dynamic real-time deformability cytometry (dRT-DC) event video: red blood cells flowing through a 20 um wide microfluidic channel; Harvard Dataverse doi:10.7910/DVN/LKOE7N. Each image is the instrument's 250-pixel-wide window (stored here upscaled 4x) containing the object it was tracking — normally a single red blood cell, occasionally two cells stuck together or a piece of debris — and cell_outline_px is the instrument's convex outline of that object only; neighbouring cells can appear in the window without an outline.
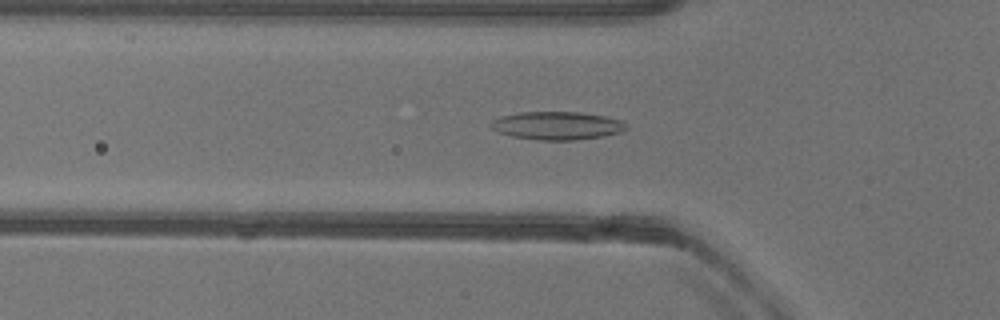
{"species": "common noctule bat (a hibernating species)", "species_latin": "Nyctalus noctula", "temperature_condition": "warm", "stored_images_in_passage": 52, "camera_frame_rate_fps": 3000, "um_per_image_px": 0.085, "animal": {"sex": "female"}, "frame": {"image": 1, "passage_image": 17, "time_ms": 5.333, "image_size_px": [1000, 320], "cell_outline_px": [[628, 128], [620, 132], [604, 136], [576, 140], [536, 140], [512, 136], [500, 132], [492, 128], [488, 124], [492, 120], [500, 116], [520, 112], [580, 112], [604, 116], [620, 120], [628, 124]], "centroid_in_image_um": [47.35, 10.68], "position_along_channel_um": 78.4, "area_um2": 22.25}}
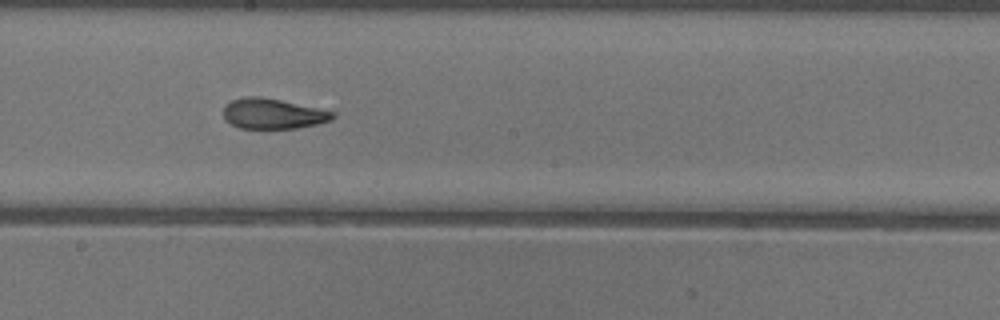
{"frame": {"image": 2, "passage_image": 28, "time_ms": 9.0, "image_size_px": [1000, 320], "cell_outline_px": [[336, 116], [332, 120], [316, 124], [296, 128], [240, 128], [224, 120], [224, 104], [232, 100], [244, 96], [260, 96], [280, 100], [336, 112]], "centroid_in_image_um": [23.18, 9.66], "position_along_channel_um": 225.0, "area_um2": 19.31}}
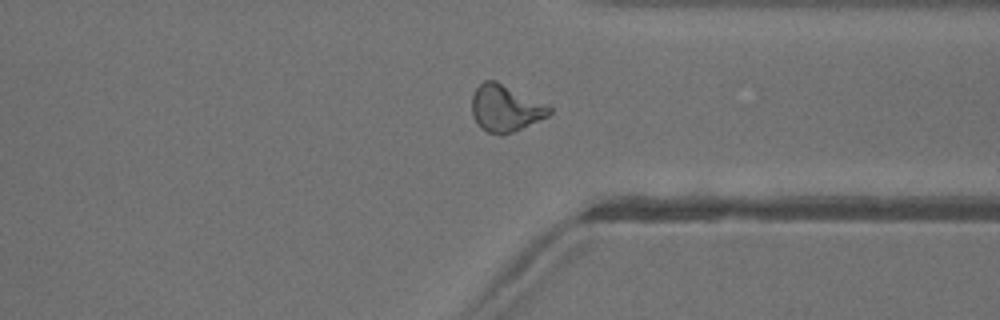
{"frame": {"image": 3, "passage_image": 39, "time_ms": 12.667, "image_size_px": [1000, 320], "cell_outline_px": [[552, 112], [548, 116], [512, 132], [488, 132], [480, 128], [472, 116], [472, 96], [476, 88], [484, 80], [496, 80], [548, 104], [552, 108]], "centroid_in_image_um": [42.96, 9.16], "position_along_channel_um": 368.4, "area_um2": 20.92}, "authors_computed_cell_mechanics": {"area_um2": 20.4901, "velocity_mm_per_s": 3.9682, "shape_relaxation_time_tau1_ms": 7.1812, "shape_relaxation_time_tau2_ms": 1.7763, "deformation_change_tau1": 0.2312, "deformation_change_tau2": 0.0923}}